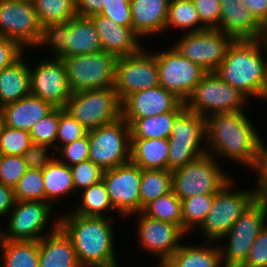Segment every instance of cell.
<instances>
[{"mask_svg": "<svg viewBox=\"0 0 267 267\" xmlns=\"http://www.w3.org/2000/svg\"><path fill=\"white\" fill-rule=\"evenodd\" d=\"M247 97L222 81L214 72L206 73L184 101L185 109L206 118L216 113L243 111Z\"/></svg>", "mask_w": 267, "mask_h": 267, "instance_id": "7", "label": "cell"}, {"mask_svg": "<svg viewBox=\"0 0 267 267\" xmlns=\"http://www.w3.org/2000/svg\"><path fill=\"white\" fill-rule=\"evenodd\" d=\"M170 0H130L132 28L141 37L163 32Z\"/></svg>", "mask_w": 267, "mask_h": 267, "instance_id": "26", "label": "cell"}, {"mask_svg": "<svg viewBox=\"0 0 267 267\" xmlns=\"http://www.w3.org/2000/svg\"><path fill=\"white\" fill-rule=\"evenodd\" d=\"M100 14L117 25L132 28L130 0H105V7Z\"/></svg>", "mask_w": 267, "mask_h": 267, "instance_id": "46", "label": "cell"}, {"mask_svg": "<svg viewBox=\"0 0 267 267\" xmlns=\"http://www.w3.org/2000/svg\"><path fill=\"white\" fill-rule=\"evenodd\" d=\"M221 15L215 28L231 35L235 40L259 39L261 25L251 15L242 0H220Z\"/></svg>", "mask_w": 267, "mask_h": 267, "instance_id": "23", "label": "cell"}, {"mask_svg": "<svg viewBox=\"0 0 267 267\" xmlns=\"http://www.w3.org/2000/svg\"><path fill=\"white\" fill-rule=\"evenodd\" d=\"M8 1H16V2H33L34 0H8Z\"/></svg>", "mask_w": 267, "mask_h": 267, "instance_id": "57", "label": "cell"}, {"mask_svg": "<svg viewBox=\"0 0 267 267\" xmlns=\"http://www.w3.org/2000/svg\"><path fill=\"white\" fill-rule=\"evenodd\" d=\"M75 190L87 189L102 180L104 170L90 159L70 167Z\"/></svg>", "mask_w": 267, "mask_h": 267, "instance_id": "43", "label": "cell"}, {"mask_svg": "<svg viewBox=\"0 0 267 267\" xmlns=\"http://www.w3.org/2000/svg\"><path fill=\"white\" fill-rule=\"evenodd\" d=\"M203 139H206V119L185 109L175 119L168 139V170L174 171L206 154V148L200 147Z\"/></svg>", "mask_w": 267, "mask_h": 267, "instance_id": "11", "label": "cell"}, {"mask_svg": "<svg viewBox=\"0 0 267 267\" xmlns=\"http://www.w3.org/2000/svg\"><path fill=\"white\" fill-rule=\"evenodd\" d=\"M104 181L113 207L122 215L141 212V168L132 162L106 170Z\"/></svg>", "mask_w": 267, "mask_h": 267, "instance_id": "17", "label": "cell"}, {"mask_svg": "<svg viewBox=\"0 0 267 267\" xmlns=\"http://www.w3.org/2000/svg\"><path fill=\"white\" fill-rule=\"evenodd\" d=\"M27 169L22 156L0 155V183L13 189Z\"/></svg>", "mask_w": 267, "mask_h": 267, "instance_id": "42", "label": "cell"}, {"mask_svg": "<svg viewBox=\"0 0 267 267\" xmlns=\"http://www.w3.org/2000/svg\"><path fill=\"white\" fill-rule=\"evenodd\" d=\"M251 15L262 26L267 20V0H242Z\"/></svg>", "mask_w": 267, "mask_h": 267, "instance_id": "53", "label": "cell"}, {"mask_svg": "<svg viewBox=\"0 0 267 267\" xmlns=\"http://www.w3.org/2000/svg\"><path fill=\"white\" fill-rule=\"evenodd\" d=\"M72 93L114 86L117 57L105 51L62 58Z\"/></svg>", "mask_w": 267, "mask_h": 267, "instance_id": "9", "label": "cell"}, {"mask_svg": "<svg viewBox=\"0 0 267 267\" xmlns=\"http://www.w3.org/2000/svg\"><path fill=\"white\" fill-rule=\"evenodd\" d=\"M182 112H166L135 120L130 125L131 139H169L175 119Z\"/></svg>", "mask_w": 267, "mask_h": 267, "instance_id": "32", "label": "cell"}, {"mask_svg": "<svg viewBox=\"0 0 267 267\" xmlns=\"http://www.w3.org/2000/svg\"><path fill=\"white\" fill-rule=\"evenodd\" d=\"M59 119L60 108L55 107L30 130L32 142L35 144L54 147L58 134Z\"/></svg>", "mask_w": 267, "mask_h": 267, "instance_id": "41", "label": "cell"}, {"mask_svg": "<svg viewBox=\"0 0 267 267\" xmlns=\"http://www.w3.org/2000/svg\"><path fill=\"white\" fill-rule=\"evenodd\" d=\"M141 211L155 199L172 191V171L141 169Z\"/></svg>", "mask_w": 267, "mask_h": 267, "instance_id": "33", "label": "cell"}, {"mask_svg": "<svg viewBox=\"0 0 267 267\" xmlns=\"http://www.w3.org/2000/svg\"><path fill=\"white\" fill-rule=\"evenodd\" d=\"M194 25H196L197 28H194ZM197 25H199V27ZM169 26H174L179 29H189V32L207 29L200 21L193 0H170L165 29L167 27L170 28Z\"/></svg>", "mask_w": 267, "mask_h": 267, "instance_id": "35", "label": "cell"}, {"mask_svg": "<svg viewBox=\"0 0 267 267\" xmlns=\"http://www.w3.org/2000/svg\"><path fill=\"white\" fill-rule=\"evenodd\" d=\"M14 203L13 189L0 183V216L7 215L13 208Z\"/></svg>", "mask_w": 267, "mask_h": 267, "instance_id": "54", "label": "cell"}, {"mask_svg": "<svg viewBox=\"0 0 267 267\" xmlns=\"http://www.w3.org/2000/svg\"><path fill=\"white\" fill-rule=\"evenodd\" d=\"M213 153L206 154L172 171V191L180 199L199 194L217 193L231 177L223 173Z\"/></svg>", "mask_w": 267, "mask_h": 267, "instance_id": "6", "label": "cell"}, {"mask_svg": "<svg viewBox=\"0 0 267 267\" xmlns=\"http://www.w3.org/2000/svg\"><path fill=\"white\" fill-rule=\"evenodd\" d=\"M81 203L73 213L81 216L105 217L113 207L103 180L84 189ZM102 211V212H101ZM105 212V213H104Z\"/></svg>", "mask_w": 267, "mask_h": 267, "instance_id": "34", "label": "cell"}, {"mask_svg": "<svg viewBox=\"0 0 267 267\" xmlns=\"http://www.w3.org/2000/svg\"><path fill=\"white\" fill-rule=\"evenodd\" d=\"M215 193L199 194L181 200L183 231L190 232L194 225L199 227L211 209Z\"/></svg>", "mask_w": 267, "mask_h": 267, "instance_id": "38", "label": "cell"}, {"mask_svg": "<svg viewBox=\"0 0 267 267\" xmlns=\"http://www.w3.org/2000/svg\"><path fill=\"white\" fill-rule=\"evenodd\" d=\"M50 44L57 58L103 51L100 37L90 17L75 16L67 22L43 27L39 45Z\"/></svg>", "mask_w": 267, "mask_h": 267, "instance_id": "4", "label": "cell"}, {"mask_svg": "<svg viewBox=\"0 0 267 267\" xmlns=\"http://www.w3.org/2000/svg\"><path fill=\"white\" fill-rule=\"evenodd\" d=\"M29 73L31 95L51 103L54 107H65L72 91L62 59H46L37 64L34 70L29 67Z\"/></svg>", "mask_w": 267, "mask_h": 267, "instance_id": "18", "label": "cell"}, {"mask_svg": "<svg viewBox=\"0 0 267 267\" xmlns=\"http://www.w3.org/2000/svg\"><path fill=\"white\" fill-rule=\"evenodd\" d=\"M142 212L150 218L178 225L183 230L181 200L173 191L150 202Z\"/></svg>", "mask_w": 267, "mask_h": 267, "instance_id": "37", "label": "cell"}, {"mask_svg": "<svg viewBox=\"0 0 267 267\" xmlns=\"http://www.w3.org/2000/svg\"><path fill=\"white\" fill-rule=\"evenodd\" d=\"M42 30L33 2L0 0V36L24 49L38 46Z\"/></svg>", "mask_w": 267, "mask_h": 267, "instance_id": "15", "label": "cell"}, {"mask_svg": "<svg viewBox=\"0 0 267 267\" xmlns=\"http://www.w3.org/2000/svg\"><path fill=\"white\" fill-rule=\"evenodd\" d=\"M43 183L45 189V202L51 203L66 193L75 191L72 171L60 159L54 158L43 169Z\"/></svg>", "mask_w": 267, "mask_h": 267, "instance_id": "31", "label": "cell"}, {"mask_svg": "<svg viewBox=\"0 0 267 267\" xmlns=\"http://www.w3.org/2000/svg\"><path fill=\"white\" fill-rule=\"evenodd\" d=\"M100 37L103 51L118 57L139 52L141 38L133 28L117 25L101 14L90 16Z\"/></svg>", "mask_w": 267, "mask_h": 267, "instance_id": "22", "label": "cell"}, {"mask_svg": "<svg viewBox=\"0 0 267 267\" xmlns=\"http://www.w3.org/2000/svg\"><path fill=\"white\" fill-rule=\"evenodd\" d=\"M242 267H267V225L256 237Z\"/></svg>", "mask_w": 267, "mask_h": 267, "instance_id": "48", "label": "cell"}, {"mask_svg": "<svg viewBox=\"0 0 267 267\" xmlns=\"http://www.w3.org/2000/svg\"><path fill=\"white\" fill-rule=\"evenodd\" d=\"M54 108L51 103L30 94L0 108V121L8 127L30 132Z\"/></svg>", "mask_w": 267, "mask_h": 267, "instance_id": "24", "label": "cell"}, {"mask_svg": "<svg viewBox=\"0 0 267 267\" xmlns=\"http://www.w3.org/2000/svg\"><path fill=\"white\" fill-rule=\"evenodd\" d=\"M78 16L90 17L100 14L105 7V0H75Z\"/></svg>", "mask_w": 267, "mask_h": 267, "instance_id": "52", "label": "cell"}, {"mask_svg": "<svg viewBox=\"0 0 267 267\" xmlns=\"http://www.w3.org/2000/svg\"><path fill=\"white\" fill-rule=\"evenodd\" d=\"M266 219L267 201L256 199L223 237H229L226 250L220 249L223 267H242L245 264L256 237L266 225Z\"/></svg>", "mask_w": 267, "mask_h": 267, "instance_id": "10", "label": "cell"}, {"mask_svg": "<svg viewBox=\"0 0 267 267\" xmlns=\"http://www.w3.org/2000/svg\"><path fill=\"white\" fill-rule=\"evenodd\" d=\"M57 151L60 157L63 159L60 161L69 167L88 160L90 153L89 135L87 134L73 143L58 146Z\"/></svg>", "mask_w": 267, "mask_h": 267, "instance_id": "44", "label": "cell"}, {"mask_svg": "<svg viewBox=\"0 0 267 267\" xmlns=\"http://www.w3.org/2000/svg\"><path fill=\"white\" fill-rule=\"evenodd\" d=\"M52 147L33 143L22 155L29 169H44L54 158L47 154V149Z\"/></svg>", "mask_w": 267, "mask_h": 267, "instance_id": "49", "label": "cell"}, {"mask_svg": "<svg viewBox=\"0 0 267 267\" xmlns=\"http://www.w3.org/2000/svg\"><path fill=\"white\" fill-rule=\"evenodd\" d=\"M33 144L30 132L4 125L0 121V155H19Z\"/></svg>", "mask_w": 267, "mask_h": 267, "instance_id": "40", "label": "cell"}, {"mask_svg": "<svg viewBox=\"0 0 267 267\" xmlns=\"http://www.w3.org/2000/svg\"><path fill=\"white\" fill-rule=\"evenodd\" d=\"M22 55L0 72V108L30 95L29 66Z\"/></svg>", "mask_w": 267, "mask_h": 267, "instance_id": "27", "label": "cell"}, {"mask_svg": "<svg viewBox=\"0 0 267 267\" xmlns=\"http://www.w3.org/2000/svg\"><path fill=\"white\" fill-rule=\"evenodd\" d=\"M198 11L201 23L210 29L219 25L221 15L220 0H193Z\"/></svg>", "mask_w": 267, "mask_h": 267, "instance_id": "47", "label": "cell"}, {"mask_svg": "<svg viewBox=\"0 0 267 267\" xmlns=\"http://www.w3.org/2000/svg\"><path fill=\"white\" fill-rule=\"evenodd\" d=\"M267 52V46L265 47ZM267 60V59H266ZM265 60V80L261 89L260 97L267 100V61Z\"/></svg>", "mask_w": 267, "mask_h": 267, "instance_id": "55", "label": "cell"}, {"mask_svg": "<svg viewBox=\"0 0 267 267\" xmlns=\"http://www.w3.org/2000/svg\"><path fill=\"white\" fill-rule=\"evenodd\" d=\"M87 134L88 131L75 118L68 114L64 108H60V119L56 141L59 140L63 145H67Z\"/></svg>", "mask_w": 267, "mask_h": 267, "instance_id": "45", "label": "cell"}, {"mask_svg": "<svg viewBox=\"0 0 267 267\" xmlns=\"http://www.w3.org/2000/svg\"><path fill=\"white\" fill-rule=\"evenodd\" d=\"M160 86L174 93L183 102L193 92L206 72L194 62L178 53L174 47L155 53Z\"/></svg>", "mask_w": 267, "mask_h": 267, "instance_id": "16", "label": "cell"}, {"mask_svg": "<svg viewBox=\"0 0 267 267\" xmlns=\"http://www.w3.org/2000/svg\"><path fill=\"white\" fill-rule=\"evenodd\" d=\"M14 198L18 201H44L45 189L43 170L27 169L22 178L13 188Z\"/></svg>", "mask_w": 267, "mask_h": 267, "instance_id": "39", "label": "cell"}, {"mask_svg": "<svg viewBox=\"0 0 267 267\" xmlns=\"http://www.w3.org/2000/svg\"><path fill=\"white\" fill-rule=\"evenodd\" d=\"M143 49L130 56L117 58L113 88L121 102L134 92L160 85L155 54L150 55Z\"/></svg>", "mask_w": 267, "mask_h": 267, "instance_id": "14", "label": "cell"}, {"mask_svg": "<svg viewBox=\"0 0 267 267\" xmlns=\"http://www.w3.org/2000/svg\"><path fill=\"white\" fill-rule=\"evenodd\" d=\"M88 135L89 159L102 170H110L130 162V126L122 117L88 131Z\"/></svg>", "mask_w": 267, "mask_h": 267, "instance_id": "8", "label": "cell"}, {"mask_svg": "<svg viewBox=\"0 0 267 267\" xmlns=\"http://www.w3.org/2000/svg\"><path fill=\"white\" fill-rule=\"evenodd\" d=\"M110 218L75 213L59 218V227L71 239L81 267H118Z\"/></svg>", "mask_w": 267, "mask_h": 267, "instance_id": "2", "label": "cell"}, {"mask_svg": "<svg viewBox=\"0 0 267 267\" xmlns=\"http://www.w3.org/2000/svg\"><path fill=\"white\" fill-rule=\"evenodd\" d=\"M49 234L39 240V267H81L71 239L59 227V220Z\"/></svg>", "mask_w": 267, "mask_h": 267, "instance_id": "25", "label": "cell"}, {"mask_svg": "<svg viewBox=\"0 0 267 267\" xmlns=\"http://www.w3.org/2000/svg\"><path fill=\"white\" fill-rule=\"evenodd\" d=\"M184 110V102L160 85L134 92L122 101V118L129 126L138 119Z\"/></svg>", "mask_w": 267, "mask_h": 267, "instance_id": "20", "label": "cell"}, {"mask_svg": "<svg viewBox=\"0 0 267 267\" xmlns=\"http://www.w3.org/2000/svg\"><path fill=\"white\" fill-rule=\"evenodd\" d=\"M33 4L43 27L77 16L75 0H34Z\"/></svg>", "mask_w": 267, "mask_h": 267, "instance_id": "36", "label": "cell"}, {"mask_svg": "<svg viewBox=\"0 0 267 267\" xmlns=\"http://www.w3.org/2000/svg\"><path fill=\"white\" fill-rule=\"evenodd\" d=\"M139 215L137 231L141 247L157 254L161 265L181 246L179 240L186 233L178 225L150 218L142 211Z\"/></svg>", "mask_w": 267, "mask_h": 267, "instance_id": "21", "label": "cell"}, {"mask_svg": "<svg viewBox=\"0 0 267 267\" xmlns=\"http://www.w3.org/2000/svg\"><path fill=\"white\" fill-rule=\"evenodd\" d=\"M235 39L218 29L187 32L174 45L183 57L199 65L206 73L215 72L224 61L229 46Z\"/></svg>", "mask_w": 267, "mask_h": 267, "instance_id": "13", "label": "cell"}, {"mask_svg": "<svg viewBox=\"0 0 267 267\" xmlns=\"http://www.w3.org/2000/svg\"><path fill=\"white\" fill-rule=\"evenodd\" d=\"M260 39L234 40L224 61L214 72L222 81L239 90L247 98H260L265 80V61L260 53Z\"/></svg>", "mask_w": 267, "mask_h": 267, "instance_id": "3", "label": "cell"}, {"mask_svg": "<svg viewBox=\"0 0 267 267\" xmlns=\"http://www.w3.org/2000/svg\"><path fill=\"white\" fill-rule=\"evenodd\" d=\"M51 204L44 201H18L9 212L7 231L2 233V240H35L43 236L45 224L49 221ZM41 234V235H40Z\"/></svg>", "mask_w": 267, "mask_h": 267, "instance_id": "19", "label": "cell"}, {"mask_svg": "<svg viewBox=\"0 0 267 267\" xmlns=\"http://www.w3.org/2000/svg\"><path fill=\"white\" fill-rule=\"evenodd\" d=\"M229 181L214 194L213 203L201 231L210 241H219L229 232L235 221L257 199L255 190L231 192Z\"/></svg>", "mask_w": 267, "mask_h": 267, "instance_id": "12", "label": "cell"}, {"mask_svg": "<svg viewBox=\"0 0 267 267\" xmlns=\"http://www.w3.org/2000/svg\"><path fill=\"white\" fill-rule=\"evenodd\" d=\"M254 169L259 171L257 187L254 189L257 199L267 201V148L264 147L263 142L260 144Z\"/></svg>", "mask_w": 267, "mask_h": 267, "instance_id": "50", "label": "cell"}, {"mask_svg": "<svg viewBox=\"0 0 267 267\" xmlns=\"http://www.w3.org/2000/svg\"><path fill=\"white\" fill-rule=\"evenodd\" d=\"M259 39L265 46H267V20L261 26V35Z\"/></svg>", "mask_w": 267, "mask_h": 267, "instance_id": "56", "label": "cell"}, {"mask_svg": "<svg viewBox=\"0 0 267 267\" xmlns=\"http://www.w3.org/2000/svg\"><path fill=\"white\" fill-rule=\"evenodd\" d=\"M64 110L90 131L122 117V102L113 87L90 89L72 93Z\"/></svg>", "mask_w": 267, "mask_h": 267, "instance_id": "5", "label": "cell"}, {"mask_svg": "<svg viewBox=\"0 0 267 267\" xmlns=\"http://www.w3.org/2000/svg\"><path fill=\"white\" fill-rule=\"evenodd\" d=\"M168 139H131L130 162L141 169L168 170Z\"/></svg>", "mask_w": 267, "mask_h": 267, "instance_id": "28", "label": "cell"}, {"mask_svg": "<svg viewBox=\"0 0 267 267\" xmlns=\"http://www.w3.org/2000/svg\"><path fill=\"white\" fill-rule=\"evenodd\" d=\"M205 119L207 150H214L215 154L238 161L253 170L263 141L244 111L207 114Z\"/></svg>", "mask_w": 267, "mask_h": 267, "instance_id": "1", "label": "cell"}, {"mask_svg": "<svg viewBox=\"0 0 267 267\" xmlns=\"http://www.w3.org/2000/svg\"><path fill=\"white\" fill-rule=\"evenodd\" d=\"M220 249L218 246L206 248L181 244L159 267H221Z\"/></svg>", "mask_w": 267, "mask_h": 267, "instance_id": "29", "label": "cell"}, {"mask_svg": "<svg viewBox=\"0 0 267 267\" xmlns=\"http://www.w3.org/2000/svg\"><path fill=\"white\" fill-rule=\"evenodd\" d=\"M23 49L14 41L0 36V72L22 55Z\"/></svg>", "mask_w": 267, "mask_h": 267, "instance_id": "51", "label": "cell"}, {"mask_svg": "<svg viewBox=\"0 0 267 267\" xmlns=\"http://www.w3.org/2000/svg\"><path fill=\"white\" fill-rule=\"evenodd\" d=\"M0 248L3 267H39V241L1 240Z\"/></svg>", "mask_w": 267, "mask_h": 267, "instance_id": "30", "label": "cell"}]
</instances>
